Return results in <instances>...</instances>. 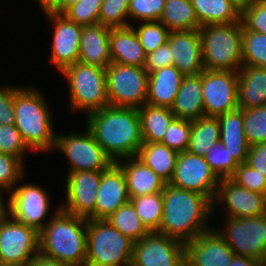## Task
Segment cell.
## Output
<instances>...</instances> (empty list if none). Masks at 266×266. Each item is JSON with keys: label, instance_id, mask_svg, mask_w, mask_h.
Returning <instances> with one entry per match:
<instances>
[{"label": "cell", "instance_id": "6da1fadb", "mask_svg": "<svg viewBox=\"0 0 266 266\" xmlns=\"http://www.w3.org/2000/svg\"><path fill=\"white\" fill-rule=\"evenodd\" d=\"M85 116V126L114 163L136 156L143 144L137 108L109 105Z\"/></svg>", "mask_w": 266, "mask_h": 266}, {"label": "cell", "instance_id": "7a4b0ae2", "mask_svg": "<svg viewBox=\"0 0 266 266\" xmlns=\"http://www.w3.org/2000/svg\"><path fill=\"white\" fill-rule=\"evenodd\" d=\"M162 196L163 215L157 232L186 243L213 228L207 224L213 203L205 195L167 183Z\"/></svg>", "mask_w": 266, "mask_h": 266}, {"label": "cell", "instance_id": "3957f363", "mask_svg": "<svg viewBox=\"0 0 266 266\" xmlns=\"http://www.w3.org/2000/svg\"><path fill=\"white\" fill-rule=\"evenodd\" d=\"M39 232V254L71 266H85L87 219L56 208Z\"/></svg>", "mask_w": 266, "mask_h": 266}, {"label": "cell", "instance_id": "277c9868", "mask_svg": "<svg viewBox=\"0 0 266 266\" xmlns=\"http://www.w3.org/2000/svg\"><path fill=\"white\" fill-rule=\"evenodd\" d=\"M14 125L31 151L51 152L56 133L45 95L38 88L14 86Z\"/></svg>", "mask_w": 266, "mask_h": 266}, {"label": "cell", "instance_id": "5b68a950", "mask_svg": "<svg viewBox=\"0 0 266 266\" xmlns=\"http://www.w3.org/2000/svg\"><path fill=\"white\" fill-rule=\"evenodd\" d=\"M204 69L238 72L243 65L241 22L199 28Z\"/></svg>", "mask_w": 266, "mask_h": 266}, {"label": "cell", "instance_id": "8992f818", "mask_svg": "<svg viewBox=\"0 0 266 266\" xmlns=\"http://www.w3.org/2000/svg\"><path fill=\"white\" fill-rule=\"evenodd\" d=\"M134 242L106 219H87L85 266H131Z\"/></svg>", "mask_w": 266, "mask_h": 266}, {"label": "cell", "instance_id": "52a82bcc", "mask_svg": "<svg viewBox=\"0 0 266 266\" xmlns=\"http://www.w3.org/2000/svg\"><path fill=\"white\" fill-rule=\"evenodd\" d=\"M61 73L67 78L73 112L87 115L109 106L105 68L76 62Z\"/></svg>", "mask_w": 266, "mask_h": 266}, {"label": "cell", "instance_id": "ba28073f", "mask_svg": "<svg viewBox=\"0 0 266 266\" xmlns=\"http://www.w3.org/2000/svg\"><path fill=\"white\" fill-rule=\"evenodd\" d=\"M39 254V232L0 210V266H27Z\"/></svg>", "mask_w": 266, "mask_h": 266}, {"label": "cell", "instance_id": "9c48e42d", "mask_svg": "<svg viewBox=\"0 0 266 266\" xmlns=\"http://www.w3.org/2000/svg\"><path fill=\"white\" fill-rule=\"evenodd\" d=\"M110 106L140 108L146 104L148 73L144 67L111 62L106 68Z\"/></svg>", "mask_w": 266, "mask_h": 266}, {"label": "cell", "instance_id": "30bf717a", "mask_svg": "<svg viewBox=\"0 0 266 266\" xmlns=\"http://www.w3.org/2000/svg\"><path fill=\"white\" fill-rule=\"evenodd\" d=\"M225 229L213 227L237 256L266 262V213L256 217L225 216Z\"/></svg>", "mask_w": 266, "mask_h": 266}, {"label": "cell", "instance_id": "8fae6325", "mask_svg": "<svg viewBox=\"0 0 266 266\" xmlns=\"http://www.w3.org/2000/svg\"><path fill=\"white\" fill-rule=\"evenodd\" d=\"M54 149L66 156L70 165L67 173L105 171L114 163L87 127L83 133H57Z\"/></svg>", "mask_w": 266, "mask_h": 266}, {"label": "cell", "instance_id": "7c38bea8", "mask_svg": "<svg viewBox=\"0 0 266 266\" xmlns=\"http://www.w3.org/2000/svg\"><path fill=\"white\" fill-rule=\"evenodd\" d=\"M49 197L45 188L36 184L16 185L4 208L14 220L40 232L49 222L45 221L52 207Z\"/></svg>", "mask_w": 266, "mask_h": 266}, {"label": "cell", "instance_id": "4fadbf2b", "mask_svg": "<svg viewBox=\"0 0 266 266\" xmlns=\"http://www.w3.org/2000/svg\"><path fill=\"white\" fill-rule=\"evenodd\" d=\"M202 99L204 114L207 117H218L239 108L238 73L204 69L202 72Z\"/></svg>", "mask_w": 266, "mask_h": 266}, {"label": "cell", "instance_id": "5bb4252c", "mask_svg": "<svg viewBox=\"0 0 266 266\" xmlns=\"http://www.w3.org/2000/svg\"><path fill=\"white\" fill-rule=\"evenodd\" d=\"M220 178L209 166L204 157L188 151L178 154L173 176L168 184L215 198Z\"/></svg>", "mask_w": 266, "mask_h": 266}, {"label": "cell", "instance_id": "9a60e30c", "mask_svg": "<svg viewBox=\"0 0 266 266\" xmlns=\"http://www.w3.org/2000/svg\"><path fill=\"white\" fill-rule=\"evenodd\" d=\"M131 266H185L184 243L157 231L148 232L134 242Z\"/></svg>", "mask_w": 266, "mask_h": 266}, {"label": "cell", "instance_id": "2e32d148", "mask_svg": "<svg viewBox=\"0 0 266 266\" xmlns=\"http://www.w3.org/2000/svg\"><path fill=\"white\" fill-rule=\"evenodd\" d=\"M212 203L214 213L220 205L219 208H224V216L229 217L249 218L266 213V195L239 186L231 178L220 179Z\"/></svg>", "mask_w": 266, "mask_h": 266}, {"label": "cell", "instance_id": "e0dca14e", "mask_svg": "<svg viewBox=\"0 0 266 266\" xmlns=\"http://www.w3.org/2000/svg\"><path fill=\"white\" fill-rule=\"evenodd\" d=\"M66 176V202L58 205L69 214L95 219V203L102 171L69 172Z\"/></svg>", "mask_w": 266, "mask_h": 266}, {"label": "cell", "instance_id": "ac0fdd59", "mask_svg": "<svg viewBox=\"0 0 266 266\" xmlns=\"http://www.w3.org/2000/svg\"><path fill=\"white\" fill-rule=\"evenodd\" d=\"M54 29L50 62L60 73L69 65L78 62L80 37L83 26L68 20L64 15L42 11ZM50 20V21H49Z\"/></svg>", "mask_w": 266, "mask_h": 266}, {"label": "cell", "instance_id": "d6986e66", "mask_svg": "<svg viewBox=\"0 0 266 266\" xmlns=\"http://www.w3.org/2000/svg\"><path fill=\"white\" fill-rule=\"evenodd\" d=\"M234 255L214 228L184 243L185 266H229Z\"/></svg>", "mask_w": 266, "mask_h": 266}, {"label": "cell", "instance_id": "ffe728a7", "mask_svg": "<svg viewBox=\"0 0 266 266\" xmlns=\"http://www.w3.org/2000/svg\"><path fill=\"white\" fill-rule=\"evenodd\" d=\"M129 201L125 174L117 163H113L101 174L95 203V219L109 218Z\"/></svg>", "mask_w": 266, "mask_h": 266}, {"label": "cell", "instance_id": "44dd1931", "mask_svg": "<svg viewBox=\"0 0 266 266\" xmlns=\"http://www.w3.org/2000/svg\"><path fill=\"white\" fill-rule=\"evenodd\" d=\"M167 42L171 48L173 65L184 75H198L203 72L201 39L199 29L172 31Z\"/></svg>", "mask_w": 266, "mask_h": 266}, {"label": "cell", "instance_id": "7402d4cb", "mask_svg": "<svg viewBox=\"0 0 266 266\" xmlns=\"http://www.w3.org/2000/svg\"><path fill=\"white\" fill-rule=\"evenodd\" d=\"M111 28L100 23L83 26L78 62L107 68L112 62L109 37Z\"/></svg>", "mask_w": 266, "mask_h": 266}, {"label": "cell", "instance_id": "603a6c76", "mask_svg": "<svg viewBox=\"0 0 266 266\" xmlns=\"http://www.w3.org/2000/svg\"><path fill=\"white\" fill-rule=\"evenodd\" d=\"M116 163L125 174L129 199L162 192L167 184L150 167L144 165L135 156L124 158Z\"/></svg>", "mask_w": 266, "mask_h": 266}, {"label": "cell", "instance_id": "cb8c5ba5", "mask_svg": "<svg viewBox=\"0 0 266 266\" xmlns=\"http://www.w3.org/2000/svg\"><path fill=\"white\" fill-rule=\"evenodd\" d=\"M183 78L174 65L149 73L146 104L171 108Z\"/></svg>", "mask_w": 266, "mask_h": 266}, {"label": "cell", "instance_id": "d4e9b609", "mask_svg": "<svg viewBox=\"0 0 266 266\" xmlns=\"http://www.w3.org/2000/svg\"><path fill=\"white\" fill-rule=\"evenodd\" d=\"M109 48L112 62L138 67L145 66L147 54L140 44L133 24L127 27L111 28Z\"/></svg>", "mask_w": 266, "mask_h": 266}, {"label": "cell", "instance_id": "484cf974", "mask_svg": "<svg viewBox=\"0 0 266 266\" xmlns=\"http://www.w3.org/2000/svg\"><path fill=\"white\" fill-rule=\"evenodd\" d=\"M217 118L220 125V143L228 149L238 164L246 163L250 145L244 133L243 109L237 108Z\"/></svg>", "mask_w": 266, "mask_h": 266}, {"label": "cell", "instance_id": "4316f807", "mask_svg": "<svg viewBox=\"0 0 266 266\" xmlns=\"http://www.w3.org/2000/svg\"><path fill=\"white\" fill-rule=\"evenodd\" d=\"M238 73V106L252 109L266 105V68L242 65Z\"/></svg>", "mask_w": 266, "mask_h": 266}, {"label": "cell", "instance_id": "83f0119b", "mask_svg": "<svg viewBox=\"0 0 266 266\" xmlns=\"http://www.w3.org/2000/svg\"><path fill=\"white\" fill-rule=\"evenodd\" d=\"M171 111L176 118L196 120L204 117L202 73L184 76Z\"/></svg>", "mask_w": 266, "mask_h": 266}, {"label": "cell", "instance_id": "f1b7e54d", "mask_svg": "<svg viewBox=\"0 0 266 266\" xmlns=\"http://www.w3.org/2000/svg\"><path fill=\"white\" fill-rule=\"evenodd\" d=\"M200 26L241 22V4L236 0H191Z\"/></svg>", "mask_w": 266, "mask_h": 266}, {"label": "cell", "instance_id": "f546056e", "mask_svg": "<svg viewBox=\"0 0 266 266\" xmlns=\"http://www.w3.org/2000/svg\"><path fill=\"white\" fill-rule=\"evenodd\" d=\"M143 143H161L175 118L171 108L144 104L138 108Z\"/></svg>", "mask_w": 266, "mask_h": 266}, {"label": "cell", "instance_id": "4dcf8cb0", "mask_svg": "<svg viewBox=\"0 0 266 266\" xmlns=\"http://www.w3.org/2000/svg\"><path fill=\"white\" fill-rule=\"evenodd\" d=\"M178 152L161 143H143L136 158L169 183L176 166Z\"/></svg>", "mask_w": 266, "mask_h": 266}, {"label": "cell", "instance_id": "1f68e13d", "mask_svg": "<svg viewBox=\"0 0 266 266\" xmlns=\"http://www.w3.org/2000/svg\"><path fill=\"white\" fill-rule=\"evenodd\" d=\"M159 21L170 32L195 30L201 27L191 0H165Z\"/></svg>", "mask_w": 266, "mask_h": 266}, {"label": "cell", "instance_id": "d6a6232c", "mask_svg": "<svg viewBox=\"0 0 266 266\" xmlns=\"http://www.w3.org/2000/svg\"><path fill=\"white\" fill-rule=\"evenodd\" d=\"M220 142L217 117H201L191 121V138L187 151L204 157L213 144Z\"/></svg>", "mask_w": 266, "mask_h": 266}, {"label": "cell", "instance_id": "836d02e7", "mask_svg": "<svg viewBox=\"0 0 266 266\" xmlns=\"http://www.w3.org/2000/svg\"><path fill=\"white\" fill-rule=\"evenodd\" d=\"M130 202L146 229L158 231L163 215L162 192L131 198Z\"/></svg>", "mask_w": 266, "mask_h": 266}, {"label": "cell", "instance_id": "e575fe53", "mask_svg": "<svg viewBox=\"0 0 266 266\" xmlns=\"http://www.w3.org/2000/svg\"><path fill=\"white\" fill-rule=\"evenodd\" d=\"M106 220H108L109 223L123 235L129 237L133 242L141 240L149 232L142 224L130 201L119 207Z\"/></svg>", "mask_w": 266, "mask_h": 266}, {"label": "cell", "instance_id": "d590c367", "mask_svg": "<svg viewBox=\"0 0 266 266\" xmlns=\"http://www.w3.org/2000/svg\"><path fill=\"white\" fill-rule=\"evenodd\" d=\"M242 56L243 65L266 68V34L243 27Z\"/></svg>", "mask_w": 266, "mask_h": 266}, {"label": "cell", "instance_id": "8d00e7d4", "mask_svg": "<svg viewBox=\"0 0 266 266\" xmlns=\"http://www.w3.org/2000/svg\"><path fill=\"white\" fill-rule=\"evenodd\" d=\"M140 23L138 27L134 26L133 29L146 54L157 50L167 42L170 31L160 21Z\"/></svg>", "mask_w": 266, "mask_h": 266}, {"label": "cell", "instance_id": "74e56055", "mask_svg": "<svg viewBox=\"0 0 266 266\" xmlns=\"http://www.w3.org/2000/svg\"><path fill=\"white\" fill-rule=\"evenodd\" d=\"M25 165L17 158L9 154L0 153V195L9 194L25 176Z\"/></svg>", "mask_w": 266, "mask_h": 266}, {"label": "cell", "instance_id": "f35d334b", "mask_svg": "<svg viewBox=\"0 0 266 266\" xmlns=\"http://www.w3.org/2000/svg\"><path fill=\"white\" fill-rule=\"evenodd\" d=\"M244 133L250 146L266 142V105L243 109Z\"/></svg>", "mask_w": 266, "mask_h": 266}, {"label": "cell", "instance_id": "ab89813d", "mask_svg": "<svg viewBox=\"0 0 266 266\" xmlns=\"http://www.w3.org/2000/svg\"><path fill=\"white\" fill-rule=\"evenodd\" d=\"M130 0H103L99 13V23L109 28L127 27Z\"/></svg>", "mask_w": 266, "mask_h": 266}, {"label": "cell", "instance_id": "60d3db41", "mask_svg": "<svg viewBox=\"0 0 266 266\" xmlns=\"http://www.w3.org/2000/svg\"><path fill=\"white\" fill-rule=\"evenodd\" d=\"M204 158L220 179L231 178L239 165L220 142L213 144Z\"/></svg>", "mask_w": 266, "mask_h": 266}, {"label": "cell", "instance_id": "b9f144b4", "mask_svg": "<svg viewBox=\"0 0 266 266\" xmlns=\"http://www.w3.org/2000/svg\"><path fill=\"white\" fill-rule=\"evenodd\" d=\"M103 0H79L67 8L62 15L81 26L99 23V13Z\"/></svg>", "mask_w": 266, "mask_h": 266}, {"label": "cell", "instance_id": "7bdbcfd3", "mask_svg": "<svg viewBox=\"0 0 266 266\" xmlns=\"http://www.w3.org/2000/svg\"><path fill=\"white\" fill-rule=\"evenodd\" d=\"M190 138L191 121L175 117L165 131L161 144L181 153L187 151Z\"/></svg>", "mask_w": 266, "mask_h": 266}, {"label": "cell", "instance_id": "ee69618b", "mask_svg": "<svg viewBox=\"0 0 266 266\" xmlns=\"http://www.w3.org/2000/svg\"><path fill=\"white\" fill-rule=\"evenodd\" d=\"M241 23L248 31L266 34V0H250L242 5Z\"/></svg>", "mask_w": 266, "mask_h": 266}, {"label": "cell", "instance_id": "f6af8a7d", "mask_svg": "<svg viewBox=\"0 0 266 266\" xmlns=\"http://www.w3.org/2000/svg\"><path fill=\"white\" fill-rule=\"evenodd\" d=\"M31 151L14 124L0 125V153L17 157L24 164V156Z\"/></svg>", "mask_w": 266, "mask_h": 266}, {"label": "cell", "instance_id": "bcb514c9", "mask_svg": "<svg viewBox=\"0 0 266 266\" xmlns=\"http://www.w3.org/2000/svg\"><path fill=\"white\" fill-rule=\"evenodd\" d=\"M165 0H130L128 6V18L132 21L148 22L159 21Z\"/></svg>", "mask_w": 266, "mask_h": 266}, {"label": "cell", "instance_id": "7dc6e473", "mask_svg": "<svg viewBox=\"0 0 266 266\" xmlns=\"http://www.w3.org/2000/svg\"><path fill=\"white\" fill-rule=\"evenodd\" d=\"M231 179L239 186L266 195V176L248 163L239 164Z\"/></svg>", "mask_w": 266, "mask_h": 266}, {"label": "cell", "instance_id": "c3c4849f", "mask_svg": "<svg viewBox=\"0 0 266 266\" xmlns=\"http://www.w3.org/2000/svg\"><path fill=\"white\" fill-rule=\"evenodd\" d=\"M173 65V56L169 43L161 45L157 50L147 54L144 69L149 74L163 67Z\"/></svg>", "mask_w": 266, "mask_h": 266}, {"label": "cell", "instance_id": "681fc988", "mask_svg": "<svg viewBox=\"0 0 266 266\" xmlns=\"http://www.w3.org/2000/svg\"><path fill=\"white\" fill-rule=\"evenodd\" d=\"M14 86L0 85V125L14 124Z\"/></svg>", "mask_w": 266, "mask_h": 266}, {"label": "cell", "instance_id": "f907efd6", "mask_svg": "<svg viewBox=\"0 0 266 266\" xmlns=\"http://www.w3.org/2000/svg\"><path fill=\"white\" fill-rule=\"evenodd\" d=\"M246 163L266 176V142L250 146Z\"/></svg>", "mask_w": 266, "mask_h": 266}, {"label": "cell", "instance_id": "816d5d0a", "mask_svg": "<svg viewBox=\"0 0 266 266\" xmlns=\"http://www.w3.org/2000/svg\"><path fill=\"white\" fill-rule=\"evenodd\" d=\"M79 0H47L41 7V11L62 14L67 8Z\"/></svg>", "mask_w": 266, "mask_h": 266}, {"label": "cell", "instance_id": "f5cc1de1", "mask_svg": "<svg viewBox=\"0 0 266 266\" xmlns=\"http://www.w3.org/2000/svg\"><path fill=\"white\" fill-rule=\"evenodd\" d=\"M265 263L251 257L234 255L229 266H263Z\"/></svg>", "mask_w": 266, "mask_h": 266}, {"label": "cell", "instance_id": "db71d44e", "mask_svg": "<svg viewBox=\"0 0 266 266\" xmlns=\"http://www.w3.org/2000/svg\"><path fill=\"white\" fill-rule=\"evenodd\" d=\"M27 266H71L38 254Z\"/></svg>", "mask_w": 266, "mask_h": 266}, {"label": "cell", "instance_id": "11a10c76", "mask_svg": "<svg viewBox=\"0 0 266 266\" xmlns=\"http://www.w3.org/2000/svg\"><path fill=\"white\" fill-rule=\"evenodd\" d=\"M4 199L5 198L0 195V210L4 207V202H6Z\"/></svg>", "mask_w": 266, "mask_h": 266}, {"label": "cell", "instance_id": "9f6ffc18", "mask_svg": "<svg viewBox=\"0 0 266 266\" xmlns=\"http://www.w3.org/2000/svg\"><path fill=\"white\" fill-rule=\"evenodd\" d=\"M238 3H240L241 5H245L247 4L250 0H236Z\"/></svg>", "mask_w": 266, "mask_h": 266}, {"label": "cell", "instance_id": "6f0895ef", "mask_svg": "<svg viewBox=\"0 0 266 266\" xmlns=\"http://www.w3.org/2000/svg\"><path fill=\"white\" fill-rule=\"evenodd\" d=\"M38 1V5L41 7L47 0H36Z\"/></svg>", "mask_w": 266, "mask_h": 266}]
</instances>
